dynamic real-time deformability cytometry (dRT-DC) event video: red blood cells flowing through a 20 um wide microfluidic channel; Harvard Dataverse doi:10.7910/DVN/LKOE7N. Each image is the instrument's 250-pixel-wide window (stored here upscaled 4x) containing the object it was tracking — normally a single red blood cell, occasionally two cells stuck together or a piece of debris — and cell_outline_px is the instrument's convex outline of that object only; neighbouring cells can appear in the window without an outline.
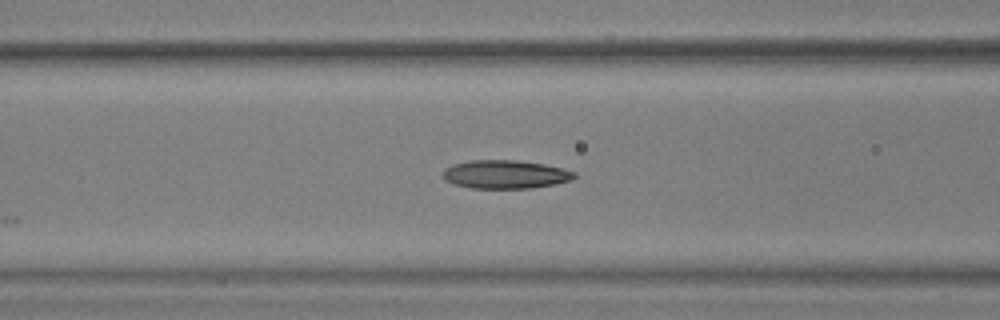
{"species": "common noctule bat (a hibernating species)", "species_latin": "Nyctalus noctula", "temperature_condition": "warm", "stored_images_in_passage": 24, "camera_frame_rate_fps": 3000, "um_per_image_px": 0.085, "animal": {"sex": "male", "body_mass_g": 17.9, "forearm_length_mm": 54.2}, "frame": {"image": 1, "passage_image": 8, "time_ms": 2.333, "image_size_px": [1000, 320], "cell_outline_px": [[576, 176], [572, 180], [556, 184], [532, 188], [472, 188], [456, 184], [444, 180], [444, 168], [452, 164], [472, 160], [516, 160], [544, 164], [576, 172]], "centroid_in_image_um": [42.97, 14.82], "position_along_channel_um": 123.6, "area_um2": 21.73}}
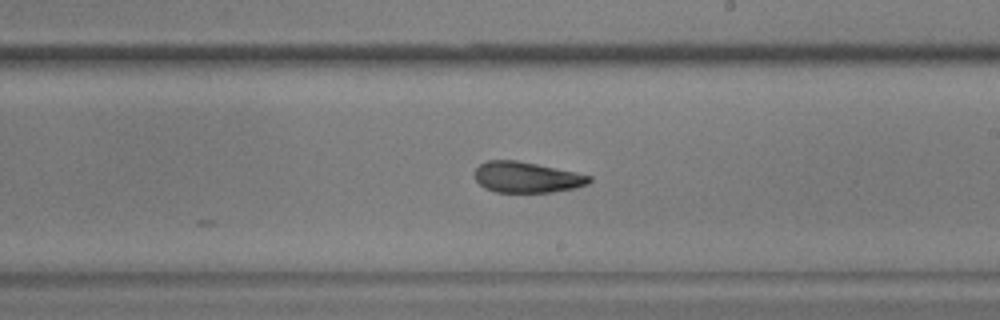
{"frame": {"image": 2, "passage_image": 18, "time_ms": 5.667, "image_size_px": [1000, 320], "cell_outline_px": [[592, 180], [588, 184], [576, 188], [552, 192], [496, 192], [484, 188], [476, 180], [476, 168], [480, 164], [488, 160], [516, 160], [576, 172], [592, 176]], "centroid_in_image_um": [44.8, 15.07], "position_along_channel_um": 244.2, "area_um2": 20.52}}
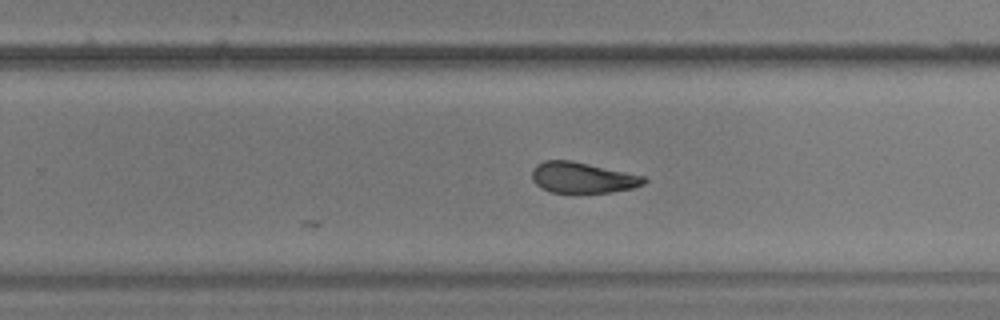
{"frame": {"image": 3, "passage_image": 21, "time_ms": 6.667, "image_size_px": [1000, 320], "cell_outline_px": [[648, 180], [644, 184], [632, 188], [612, 192], [576, 196], [552, 192], [540, 188], [532, 180], [532, 168], [536, 164], [544, 160], [572, 160], [644, 176]], "centroid_in_image_um": [49.48, 15.14], "position_along_channel_um": 280.3, "area_um2": 20.98}}